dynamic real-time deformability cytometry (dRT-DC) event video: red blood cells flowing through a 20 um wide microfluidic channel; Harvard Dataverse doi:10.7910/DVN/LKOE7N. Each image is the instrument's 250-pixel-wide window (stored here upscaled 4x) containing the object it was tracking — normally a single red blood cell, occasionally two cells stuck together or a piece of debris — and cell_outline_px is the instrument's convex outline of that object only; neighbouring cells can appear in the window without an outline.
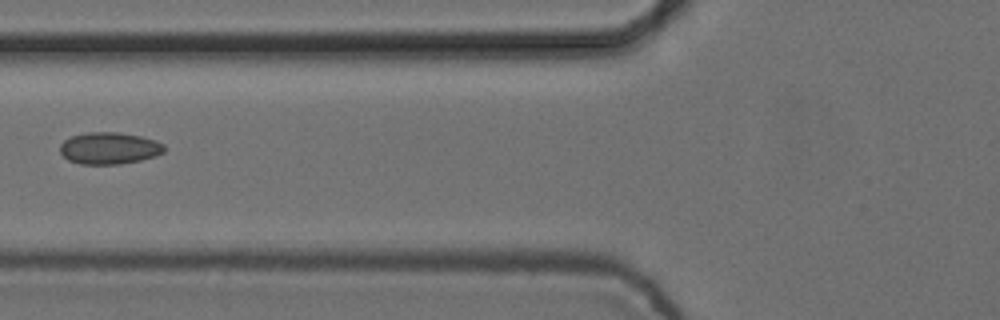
{"species": "common noctule bat (a hibernating species)", "species_latin": "Nyctalus noctula", "temperature_condition": "cold", "stored_images_in_passage": 7, "camera_frame_rate_fps": 3000, "um_per_image_px": 0.085, "animal": {"sex": "female", "body_mass_g": 24.6, "forearm_length_mm": 56.2}, "frame": {"image": 1, "passage_image": 6, "time_ms": 1.667, "image_size_px": [1000, 320], "cell_outline_px": [[164, 152], [156, 156], [140, 160], [116, 164], [80, 164], [68, 160], [60, 152], [60, 144], [64, 140], [72, 136], [88, 132], [120, 132], [140, 136], [156, 140], [164, 144]], "centroid_in_image_um": [9.29, 12.59], "position_along_channel_um": 116.5, "area_um2": 19.36}}
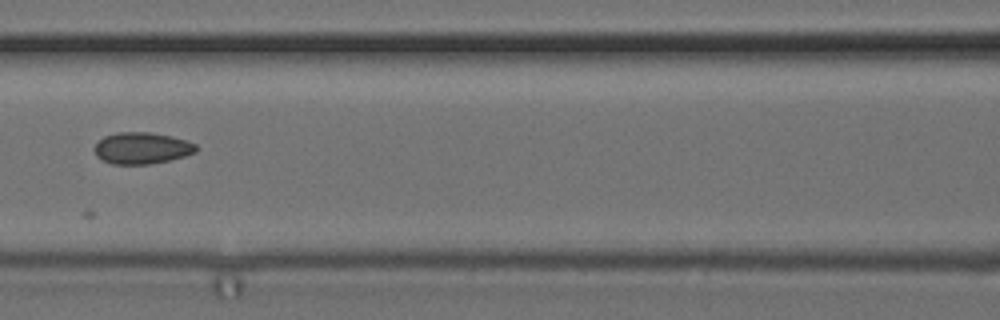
{"frame": {"image": 2, "passage_image": 7, "time_ms": 2.0, "image_size_px": [1000, 320], "cell_outline_px": [[196, 152], [184, 156], [168, 160], [148, 164], [112, 164], [96, 156], [92, 148], [104, 136], [116, 132], [148, 132], [172, 136], [196, 144]], "centroid_in_image_um": [12.02, 12.58], "position_along_channel_um": 154.6, "area_um2": 18.61}}